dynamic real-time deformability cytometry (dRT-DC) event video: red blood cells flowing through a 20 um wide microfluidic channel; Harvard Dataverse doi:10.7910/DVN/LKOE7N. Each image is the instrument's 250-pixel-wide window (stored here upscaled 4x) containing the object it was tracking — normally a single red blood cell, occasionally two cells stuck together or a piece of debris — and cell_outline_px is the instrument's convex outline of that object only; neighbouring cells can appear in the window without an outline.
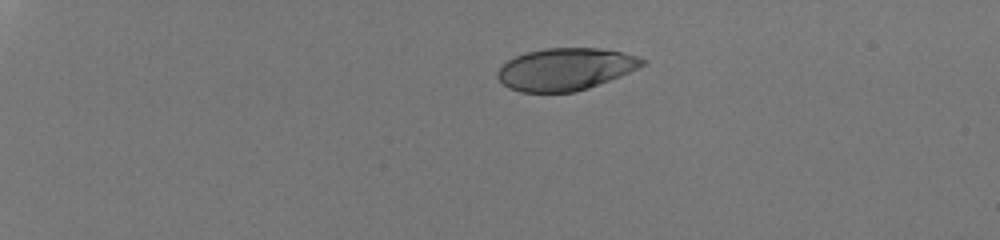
{"species": "human", "species_latin": "Homo sapiens", "temperature_condition": "room temperature", "stored_images_in_passage": 41, "camera_frame_rate_fps": 3000, "um_per_image_px": 0.085, "donor": {"sex": "male"}, "frame": {"image": 1, "passage_image": 1, "time_ms": 0.0, "image_size_px": [1000, 240], "cell_outline_px": [[648, 64], [620, 76], [588, 88], [576, 92], [520, 92], [508, 88], [496, 76], [496, 72], [508, 60], [524, 52], [544, 48], [600, 48], [624, 52], [648, 60]], "centroid_in_image_um": [48.09, 5.87], "position_along_channel_um": 36.9, "area_um2": 35.84}}
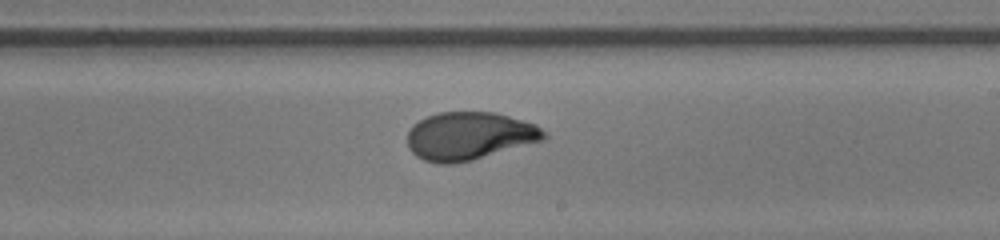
{"frame": {"image": 2, "passage_image": 24, "time_ms": 7.667, "image_size_px": [1000, 240], "cell_outline_px": [[548, 136], [544, 140], [472, 160], [452, 164], [436, 164], [424, 160], [416, 156], [408, 148], [408, 132], [412, 124], [428, 116], [440, 112], [496, 112], [536, 124]], "centroid_in_image_um": [39.88, 11.56], "position_along_channel_um": 249.1, "area_um2": 38.21}}
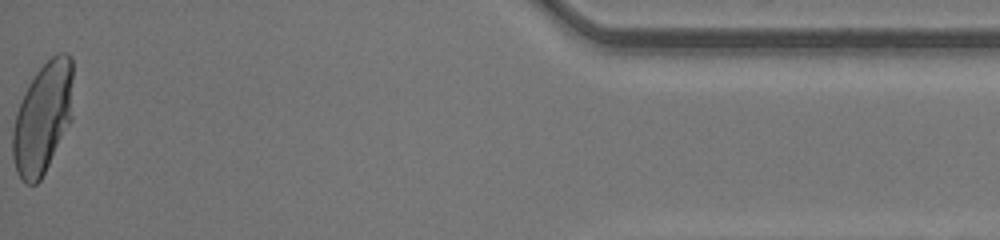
{"frame": {"image": 3, "passage_image": 41, "time_ms": 13.333, "image_size_px": [1000, 240], "cell_outline_px": [[72, 120], [40, 180], [36, 184], [24, 184], [16, 172], [12, 156], [12, 128], [16, 112], [24, 92], [28, 84], [36, 72], [56, 52], [68, 52], [72, 56]], "centroid_in_image_um": [3.63, 10.01], "position_along_channel_um": 431.6, "area_um2": 39.48}, "authors_computed_cell_mechanics": {"area_um2": 37.9746, "velocity_mm_per_s": 4.2664, "shape_relaxation_time_tau1_ms": 4.6958, "shape_relaxation_time_tau2_ms": null, "deformation_change_tau1": 0.2365, "deformation_change_tau2": null}}